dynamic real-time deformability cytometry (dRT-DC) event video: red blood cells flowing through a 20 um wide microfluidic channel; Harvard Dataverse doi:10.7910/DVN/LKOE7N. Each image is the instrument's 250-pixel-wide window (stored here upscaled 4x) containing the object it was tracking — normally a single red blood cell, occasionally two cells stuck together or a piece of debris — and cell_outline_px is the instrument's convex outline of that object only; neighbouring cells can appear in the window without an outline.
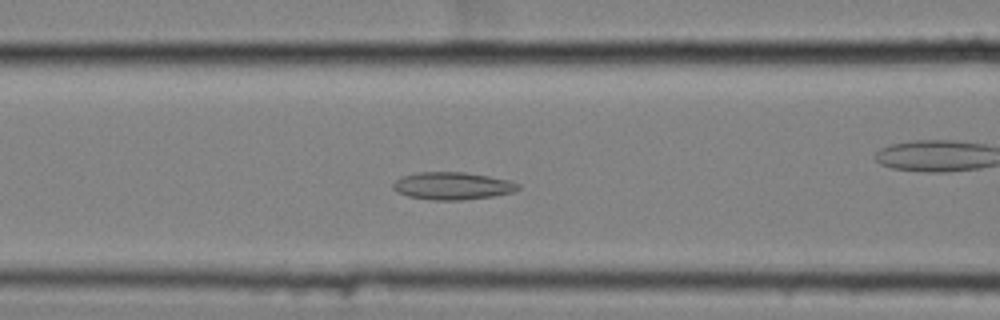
{"species": "common noctule bat (a hibernating species)", "species_latin": "Nyctalus noctula", "temperature_condition": "cold", "stored_images_in_passage": 57, "camera_frame_rate_fps": 3000, "um_per_image_px": 0.085, "animal": {"sex": "female", "body_mass_g": 25.1}, "frame": {"image": 1, "passage_image": 23, "time_ms": 7.333, "image_size_px": [1000, 320], "cell_outline_px": [[520, 188], [512, 192], [492, 196], [464, 200], [436, 200], [408, 196], [396, 192], [392, 188], [392, 184], [396, 180], [404, 176], [420, 172], [464, 172], [488, 176], [508, 180], [520, 184]], "centroid_in_image_um": [38.45, 15.8], "position_along_channel_um": 128.1, "area_um2": 19.88}}
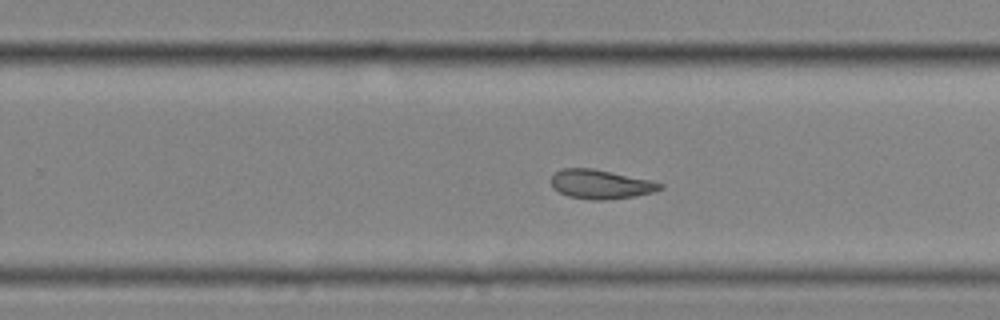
{"frame": {"image": 2, "passage_image": 36, "time_ms": 11.667, "image_size_px": [1000, 320], "cell_outline_px": [[664, 188], [652, 192], [632, 196], [604, 200], [592, 200], [568, 196], [552, 188], [552, 176], [556, 172], [564, 168], [592, 168], [648, 180], [664, 184]], "centroid_in_image_um": [51.03, 15.66], "position_along_channel_um": 278.8, "area_um2": 18.15}}
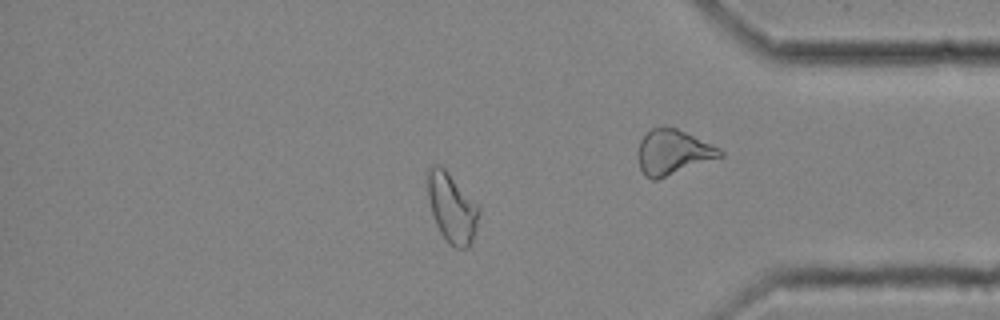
{"frame": {"image": 3, "passage_image": 48, "time_ms": 15.667, "image_size_px": [1000, 320], "cell_outline_px": [[480, 212], [472, 244], [468, 248], [456, 248], [448, 244], [440, 232], [436, 224], [432, 212], [424, 180], [424, 172], [432, 164], [440, 164], [448, 172], [480, 208]], "centroid_in_image_um": [38.36, 17.63], "position_along_channel_um": 396.8, "area_um2": 21.15}, "authors_computed_cell_mechanics": {"area_um2": 21.1548, "velocity_mm_per_s": 3.4815, "shape_relaxation_time_tau1_ms": null, "shape_relaxation_time_tau2_ms": 4.6709, "deformation_change_tau1": null, "deformation_change_tau2": 0.1008}}